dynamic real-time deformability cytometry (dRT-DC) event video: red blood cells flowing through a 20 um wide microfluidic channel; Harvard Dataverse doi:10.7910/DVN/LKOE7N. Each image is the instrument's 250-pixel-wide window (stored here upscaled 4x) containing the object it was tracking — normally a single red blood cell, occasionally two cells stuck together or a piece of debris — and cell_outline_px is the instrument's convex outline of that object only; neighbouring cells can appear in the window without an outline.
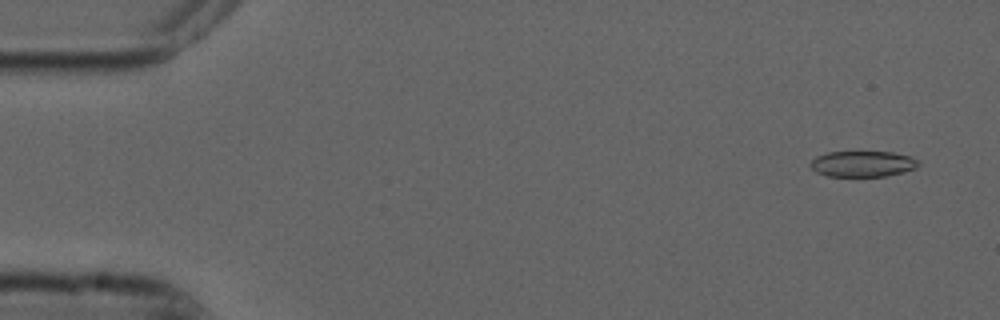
{"species": "common noctule bat (a hibernating species)", "species_latin": "Nyctalus noctula", "temperature_condition": "cold", "stored_images_in_passage": 54, "camera_frame_rate_fps": 3000, "um_per_image_px": 0.085, "animal": {"sex": "male", "forearm_length_mm": 52.5}, "frame": {"image": 1, "passage_image": 3, "time_ms": 0.667, "image_size_px": [1000, 320], "cell_outline_px": [[920, 164], [916, 168], [904, 172], [884, 176], [828, 176], [816, 172], [808, 164], [816, 156], [828, 152], [892, 152], [912, 156]], "centroid_in_image_um": [73.33, 13.92], "position_along_channel_um": 11.7, "area_um2": 16.3}}
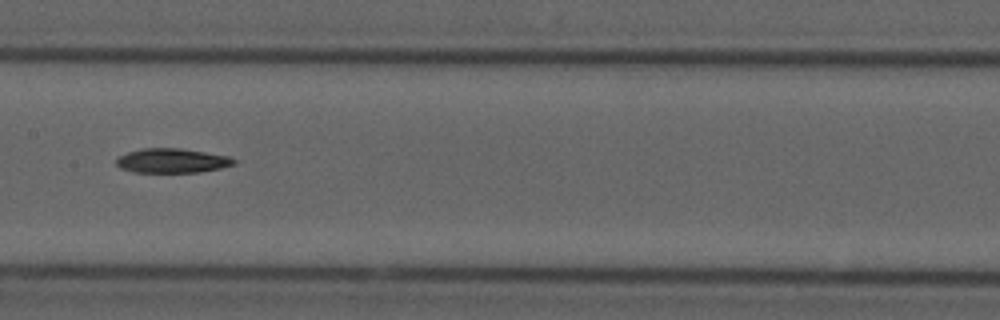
{"frame": {"image": 2, "passage_image": 27, "time_ms": 8.667, "image_size_px": [1000, 320], "cell_outline_px": [[236, 164], [220, 168], [200, 172], [132, 172], [120, 168], [116, 164], [116, 160], [120, 156], [128, 152], [140, 148], [180, 148], [228, 156], [236, 160]], "centroid_in_image_um": [14.61, 13.66], "position_along_channel_um": 192.8, "area_um2": 16.7}}
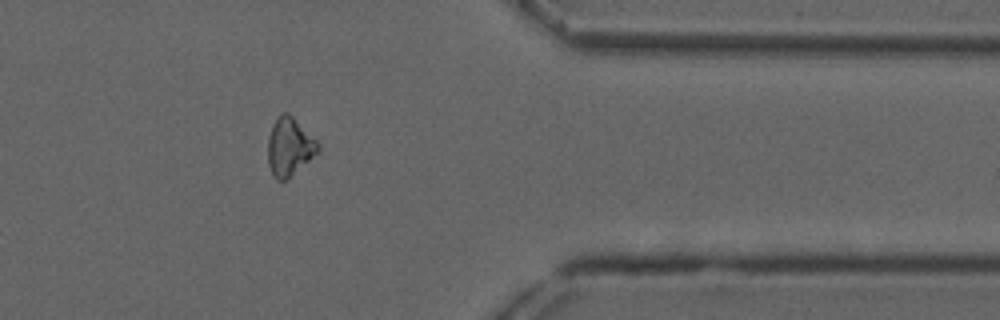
{"frame": {"image": 3, "passage_image": 44, "time_ms": 14.333, "image_size_px": [1000, 320], "cell_outline_px": [[320, 148], [308, 160], [284, 180], [276, 180], [272, 176], [268, 164], [268, 136], [276, 120], [284, 112], [288, 112], [320, 144]], "centroid_in_image_um": [24.57, 12.48], "position_along_channel_um": 386.8, "area_um2": 16.36}}